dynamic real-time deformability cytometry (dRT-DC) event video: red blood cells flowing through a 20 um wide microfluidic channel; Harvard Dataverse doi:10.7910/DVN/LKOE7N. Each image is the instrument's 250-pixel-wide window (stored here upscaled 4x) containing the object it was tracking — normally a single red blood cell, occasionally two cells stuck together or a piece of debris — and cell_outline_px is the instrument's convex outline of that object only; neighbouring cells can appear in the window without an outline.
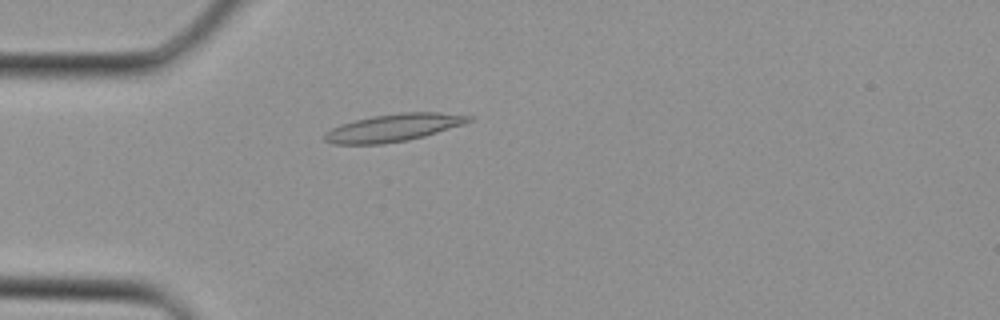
{"species": "Egyptian fruit bat (a non-hibernating species)", "species_latin": "Rousettus aegyptiacus", "temperature_condition": "cold", "stored_images_in_passage": 32, "camera_frame_rate_fps": 3000, "um_per_image_px": 0.085, "animal": {"sex": "female"}, "frame": {"image": 1, "passage_image": 8, "time_ms": 2.333, "image_size_px": [1000, 320], "cell_outline_px": [[472, 120], [464, 124], [424, 136], [408, 140], [384, 144], [332, 144], [324, 140], [324, 132], [340, 124], [372, 116], [400, 112], [440, 112], [472, 116]], "centroid_in_image_um": [33.43, 10.85], "position_along_channel_um": 51.6, "area_um2": 23.18}}
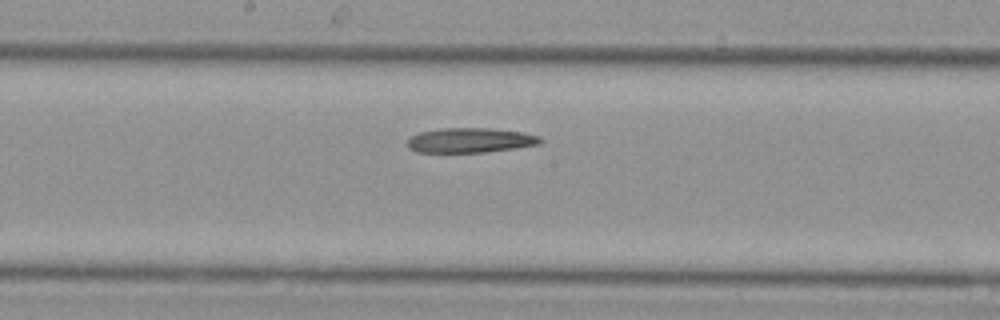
{"frame": {"image": 2, "passage_image": 18, "time_ms": 5.667, "image_size_px": [1000, 320], "cell_outline_px": [[544, 140], [540, 144], [516, 148], [484, 152], [416, 152], [408, 148], [408, 140], [412, 136], [420, 132], [440, 128], [488, 128], [524, 132], [540, 136]], "centroid_in_image_um": [40.0, 11.92], "position_along_channel_um": 208.2, "area_um2": 19.25}}
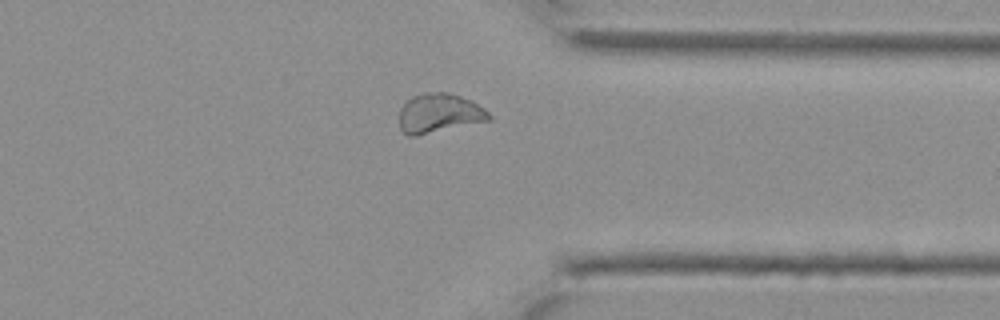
{"frame": {"image": 3, "passage_image": 28, "time_ms": 9.0, "image_size_px": [1000, 320], "cell_outline_px": [[492, 120], [416, 136], [408, 136], [400, 128], [400, 108], [412, 96], [424, 92], [448, 92], [472, 100], [484, 108], [492, 116]], "centroid_in_image_um": [37.35, 9.62], "position_along_channel_um": 374.0, "area_um2": 20.69}}